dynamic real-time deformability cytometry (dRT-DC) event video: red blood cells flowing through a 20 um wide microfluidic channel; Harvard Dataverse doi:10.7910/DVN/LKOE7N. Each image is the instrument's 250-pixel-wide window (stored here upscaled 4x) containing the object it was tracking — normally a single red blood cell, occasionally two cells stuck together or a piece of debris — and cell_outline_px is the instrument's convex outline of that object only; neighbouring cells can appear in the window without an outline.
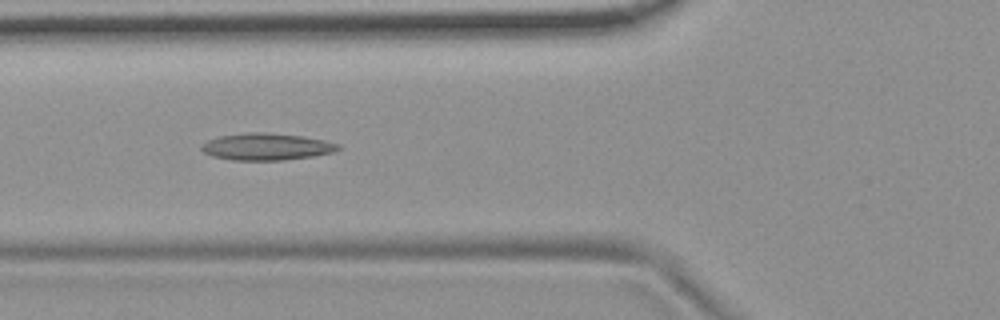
{"species": "common noctule bat (a hibernating species)", "species_latin": "Nyctalus noctula", "temperature_condition": "room temperature", "stored_images_in_passage": 10, "camera_frame_rate_fps": 3000, "um_per_image_px": 0.085, "animal": {"sex": "female", "body_mass_g": 19.9}, "frame": {"image": 1, "passage_image": 6, "time_ms": 1.667, "image_size_px": [1000, 320], "cell_outline_px": [[340, 148], [332, 152], [312, 156], [284, 160], [232, 160], [212, 156], [204, 152], [200, 148], [208, 140], [220, 136], [248, 132], [264, 132], [300, 136], [324, 140], [340, 144]], "centroid_in_image_um": [22.65, 12.47], "position_along_channel_um": 103.2, "area_um2": 21.21}}
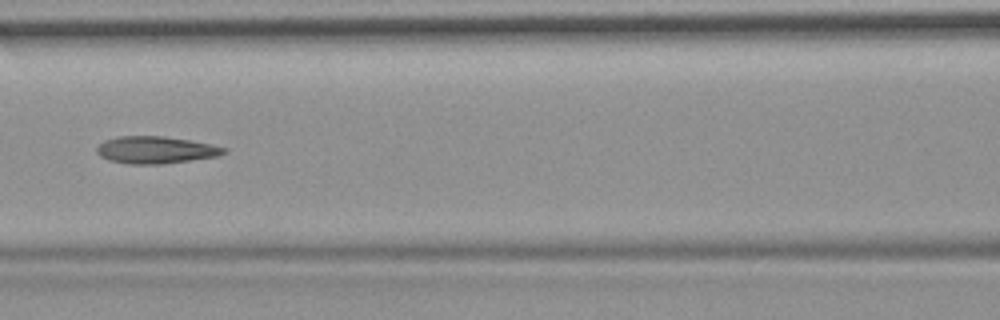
{"frame": {"image": 2, "passage_image": 7, "time_ms": 2.0, "image_size_px": [1000, 320], "cell_outline_px": [[228, 152], [216, 156], [164, 164], [128, 164], [108, 160], [100, 156], [96, 152], [96, 148], [104, 140], [116, 136], [164, 136], [212, 144], [228, 148]], "centroid_in_image_um": [13.22, 12.74], "position_along_channel_um": 153.4, "area_um2": 20.23}}
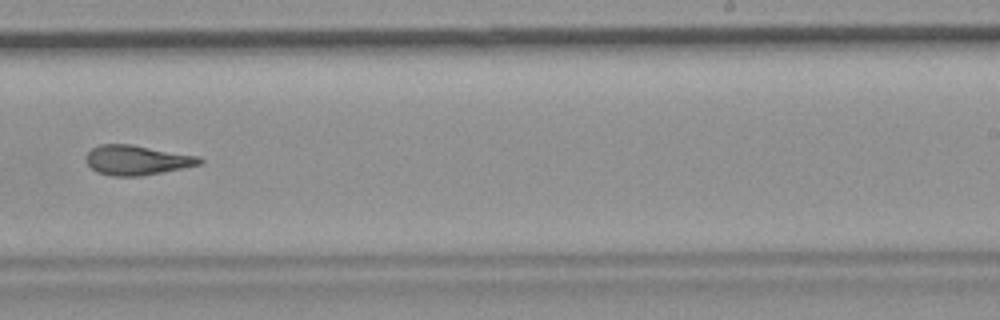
{"frame": {"image": 3, "passage_image": 10, "time_ms": 3.0, "image_size_px": [1000, 320], "cell_outline_px": [[204, 160], [200, 164], [140, 176], [112, 176], [96, 172], [84, 160], [84, 156], [92, 148], [100, 144], [132, 144], [200, 156]], "centroid_in_image_um": [11.6, 13.6], "position_along_channel_um": 277.4, "area_um2": 19.71}}